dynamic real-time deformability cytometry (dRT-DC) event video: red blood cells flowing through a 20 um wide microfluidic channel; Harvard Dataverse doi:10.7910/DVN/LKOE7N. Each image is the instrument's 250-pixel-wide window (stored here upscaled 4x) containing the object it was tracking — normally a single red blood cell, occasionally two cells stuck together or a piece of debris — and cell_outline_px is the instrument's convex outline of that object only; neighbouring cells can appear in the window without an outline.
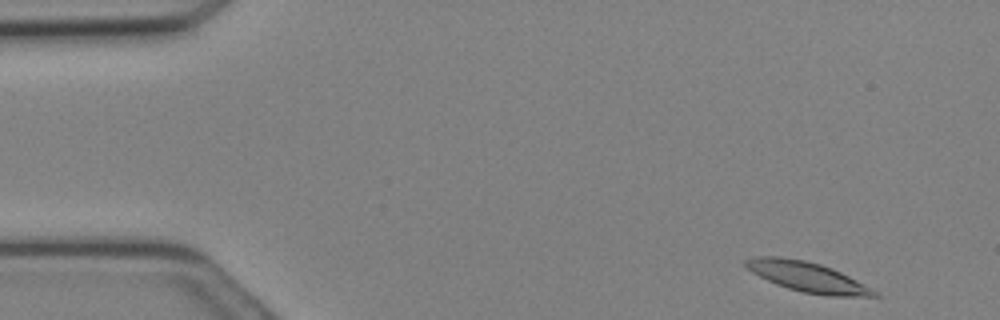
{"species": "Egyptian fruit bat (a non-hibernating species)", "species_latin": "Rousettus aegyptiacus", "temperature_condition": "cold", "stored_images_in_passage": 7, "camera_frame_rate_fps": 3000, "um_per_image_px": 0.085, "animal": {"sex": "female"}, "frame": {"image": 1, "passage_image": 1, "time_ms": 0.0, "image_size_px": [1000, 320], "cell_outline_px": [[880, 296], [828, 296], [804, 292], [788, 288], [776, 284], [752, 272], [744, 264], [744, 260], [756, 256], [780, 256], [804, 260], [820, 264], [832, 268], [880, 292]], "centroid_in_image_um": [68.64, 23.53], "position_along_channel_um": 16.4, "area_um2": 22.25}}